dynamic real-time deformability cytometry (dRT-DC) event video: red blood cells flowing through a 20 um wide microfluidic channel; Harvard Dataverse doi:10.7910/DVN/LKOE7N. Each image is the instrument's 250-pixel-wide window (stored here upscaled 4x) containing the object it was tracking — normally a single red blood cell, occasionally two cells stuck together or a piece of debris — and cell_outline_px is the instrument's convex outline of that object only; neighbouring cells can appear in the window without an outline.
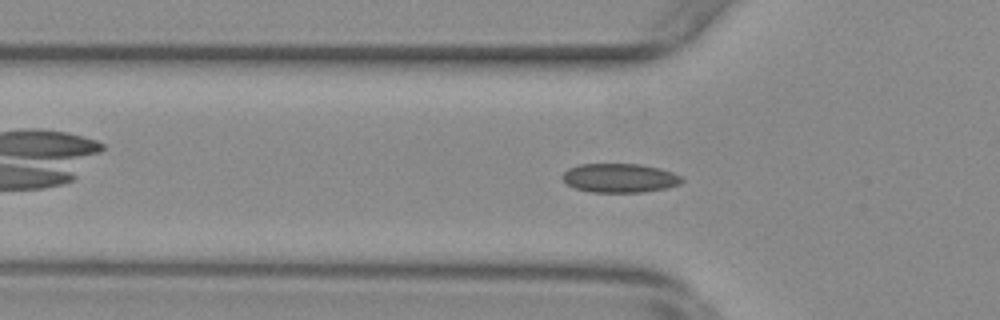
{"species": "common noctule bat (a hibernating species)", "species_latin": "Nyctalus noctula", "temperature_condition": "warm", "stored_images_in_passage": 45, "camera_frame_rate_fps": 3000, "um_per_image_px": 0.085, "animal": {"sex": "female", "body_mass_g": 29.2, "forearm_length_mm": 56.3}, "frame": {"image": 1, "passage_image": 11, "time_ms": 3.333, "image_size_px": [1000, 320], "cell_outline_px": [[684, 180], [680, 184], [668, 188], [644, 192], [592, 192], [576, 188], [568, 184], [560, 176], [568, 168], [580, 164], [640, 164], [660, 168], [672, 172], [680, 176]], "centroid_in_image_um": [52.69, 15.13], "position_along_channel_um": 73.1, "area_um2": 20.23}}
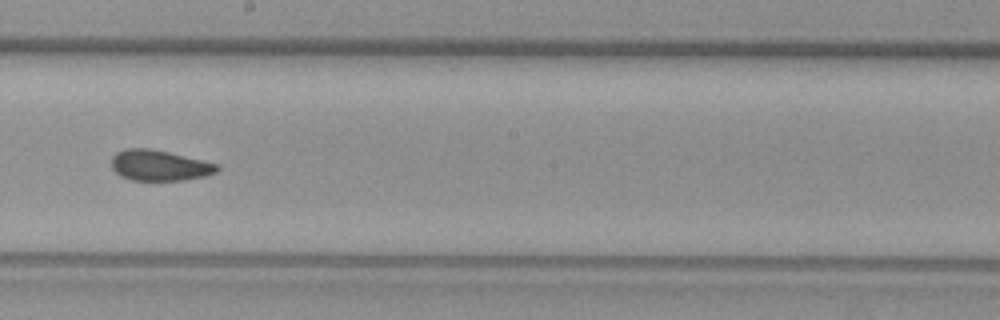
{"frame": {"image": 2, "passage_image": 24, "time_ms": 7.667, "image_size_px": [1000, 320], "cell_outline_px": [[220, 168], [216, 172], [204, 176], [184, 180], [132, 180], [120, 176], [112, 168], [112, 156], [116, 152], [128, 148], [148, 148], [168, 152], [220, 164]], "centroid_in_image_um": [13.56, 14.06], "position_along_channel_um": 234.6, "area_um2": 18.84}}
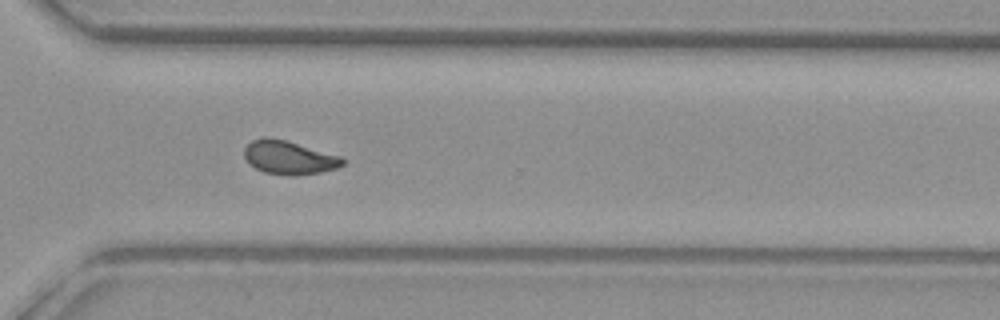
{"frame": {"image": 3, "passage_image": 33, "time_ms": 10.667, "image_size_px": [1000, 320], "cell_outline_px": [[344, 164], [336, 168], [320, 172], [292, 176], [264, 172], [256, 168], [244, 156], [244, 148], [252, 140], [264, 136], [268, 136], [284, 140], [344, 156]], "centroid_in_image_um": [24.59, 13.38], "position_along_channel_um": 346.0, "area_um2": 19.19}, "authors_computed_cell_mechanics": {"area_um2": 19.3052, "velocity_mm_per_s": 3.7161, "shape_relaxation_time_tau1_ms": null, "shape_relaxation_time_tau2_ms": 1.1535, "deformation_change_tau1": null, "deformation_change_tau2": 0.0638}}